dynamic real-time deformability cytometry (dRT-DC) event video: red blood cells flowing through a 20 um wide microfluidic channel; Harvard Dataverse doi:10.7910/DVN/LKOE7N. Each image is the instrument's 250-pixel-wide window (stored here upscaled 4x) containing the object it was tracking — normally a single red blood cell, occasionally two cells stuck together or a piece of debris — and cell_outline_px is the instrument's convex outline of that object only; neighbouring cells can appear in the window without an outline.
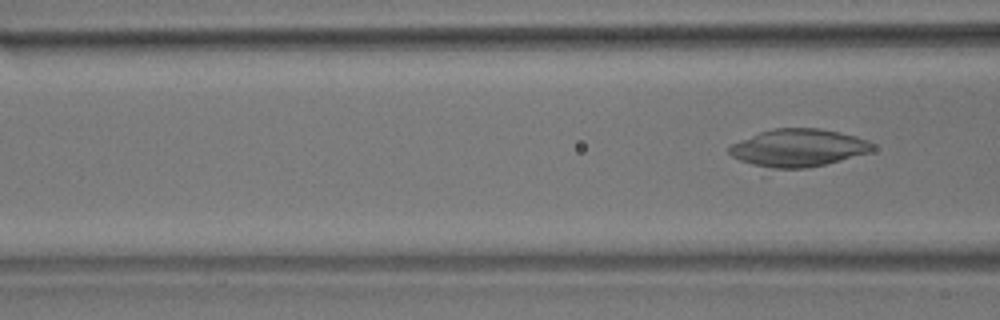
{"species": "common noctule bat (a hibernating species)", "species_latin": "Nyctalus noctula", "temperature_condition": "room temperature", "stored_images_in_passage": 4, "camera_frame_rate_fps": 3000, "um_per_image_px": 0.085, "animal": {"sex": "male", "body_mass_g": 17.9}, "frame": {"image": 1, "passage_image": 4, "time_ms": 4.667, "image_size_px": [1000, 320], "cell_outline_px": [[876, 148], [868, 152], [840, 160], [808, 168], [772, 168], [752, 164], [740, 160], [732, 156], [728, 152], [728, 148], [732, 144], [760, 132], [772, 128], [820, 128], [840, 132], [856, 136], [868, 140]], "centroid_in_image_um": [67.86, 12.55], "position_along_channel_um": 98.7, "area_um2": 31.1}}